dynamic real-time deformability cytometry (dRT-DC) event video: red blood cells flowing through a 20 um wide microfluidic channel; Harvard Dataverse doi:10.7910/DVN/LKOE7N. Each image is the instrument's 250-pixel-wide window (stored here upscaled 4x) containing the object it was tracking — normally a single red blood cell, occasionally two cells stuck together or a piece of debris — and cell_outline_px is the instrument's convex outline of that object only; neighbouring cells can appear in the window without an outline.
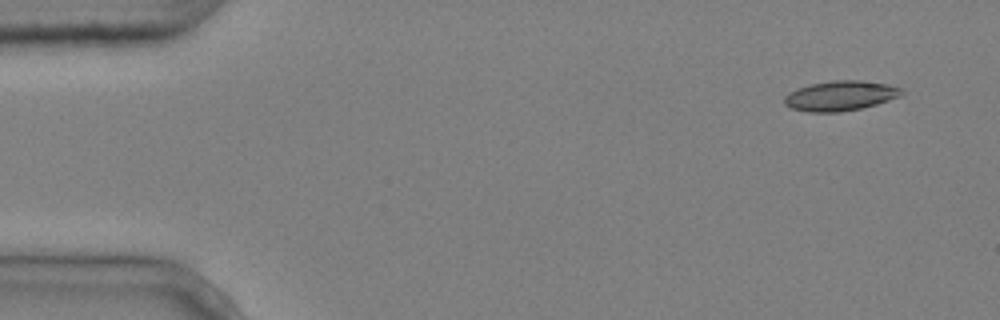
{"species": "common noctule bat (a hibernating species)", "species_latin": "Nyctalus noctula", "temperature_condition": "cold", "stored_images_in_passage": 6, "camera_frame_rate_fps": 3000, "um_per_image_px": 0.085, "animal": {"sex": "male", "body_mass_g": 20.4}, "frame": {"image": 1, "passage_image": 1, "time_ms": 0.0, "image_size_px": [1000, 320], "cell_outline_px": [[904, 92], [900, 96], [876, 104], [860, 108], [840, 112], [808, 112], [792, 108], [784, 104], [784, 96], [788, 92], [796, 88], [808, 84], [832, 80], [860, 80], [888, 84], [904, 88]], "centroid_in_image_um": [71.41, 8.13], "position_along_channel_um": 13.6, "area_um2": 20.63}}
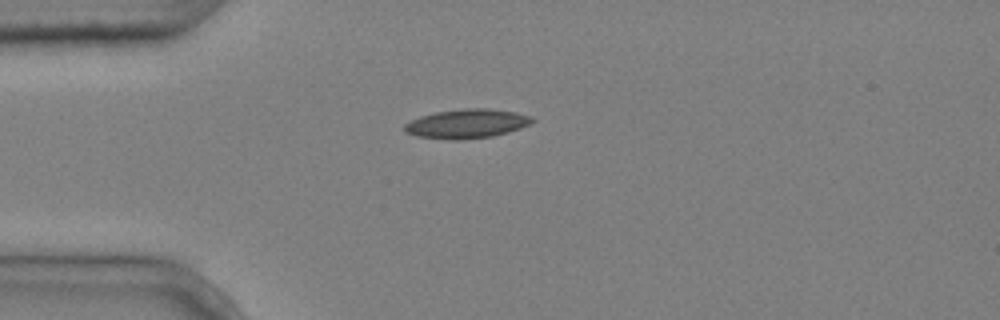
{"frame": {"image": 2, "passage_image": 4, "time_ms": 1.0, "image_size_px": [1000, 320], "cell_outline_px": [[536, 120], [532, 124], [508, 132], [492, 136], [460, 140], [448, 140], [416, 136], [404, 132], [404, 124], [420, 116], [436, 112], [464, 108], [488, 108], [516, 112], [532, 116]], "centroid_in_image_um": [39.7, 10.51], "position_along_channel_um": 45.3, "area_um2": 21.91}}
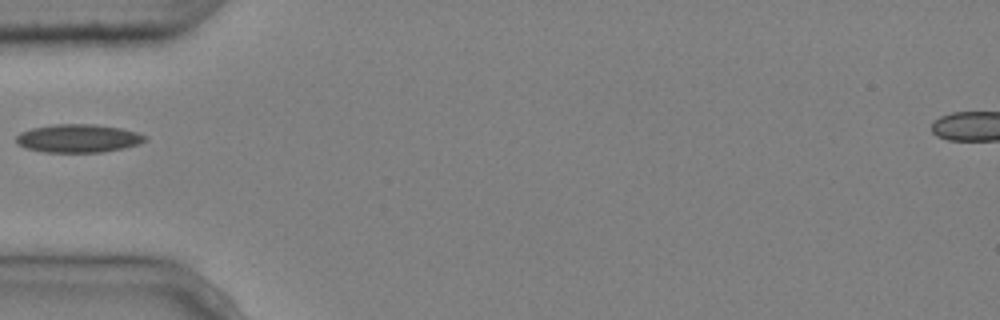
{"frame": {"image": 3, "passage_image": 5, "time_ms": 1.333, "image_size_px": [1000, 320], "cell_outline_px": [[148, 140], [124, 148], [100, 152], [44, 152], [28, 148], [20, 144], [16, 140], [16, 136], [20, 132], [32, 128], [56, 124], [96, 124], [120, 128], [136, 132], [148, 136]], "centroid_in_image_um": [6.68, 11.75], "position_along_channel_um": 78.3, "area_um2": 21.04}}